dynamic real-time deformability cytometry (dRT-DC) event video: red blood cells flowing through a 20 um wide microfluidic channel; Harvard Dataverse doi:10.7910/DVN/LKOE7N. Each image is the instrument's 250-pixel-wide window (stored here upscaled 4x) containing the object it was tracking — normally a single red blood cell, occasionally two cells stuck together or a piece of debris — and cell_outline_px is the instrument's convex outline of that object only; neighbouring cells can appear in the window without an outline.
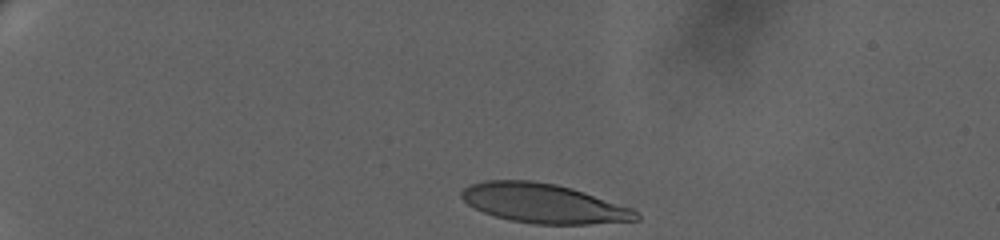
{"species": "human", "species_latin": "Homo sapiens", "temperature_condition": "warm", "stored_images_in_passage": 44, "camera_frame_rate_fps": 3000, "um_per_image_px": 0.085, "donor": {"sex": "female"}, "frame": {"image": 1, "passage_image": 1, "time_ms": 0.0, "image_size_px": [1000, 240], "cell_outline_px": [[640, 220], [588, 224], [532, 224], [508, 220], [484, 212], [468, 204], [460, 196], [460, 192], [464, 188], [472, 184], [484, 180], [532, 180], [556, 184], [572, 188], [632, 208], [640, 216]], "centroid_in_image_um": [46.2, 17.28], "position_along_channel_um": 38.8, "area_um2": 40.0}}
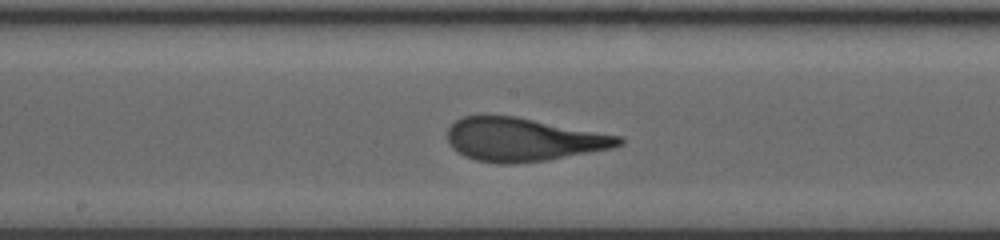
{"frame": {"image": 2, "passage_image": 24, "time_ms": 7.667, "image_size_px": [1000, 240], "cell_outline_px": [[624, 144], [612, 148], [548, 160], [512, 164], [496, 164], [476, 160], [464, 156], [452, 148], [448, 144], [448, 128], [456, 120], [464, 116], [484, 112], [516, 116], [620, 136], [624, 140]], "centroid_in_image_um": [44.4, 11.84], "position_along_channel_um": 203.8, "area_um2": 43.99}}
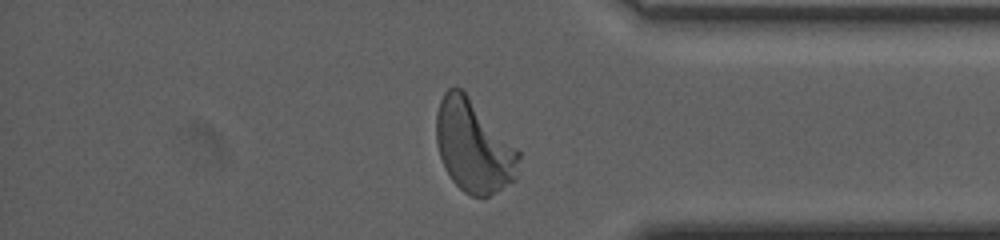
{"frame": {"image": 3, "passage_image": 42, "time_ms": 13.667, "image_size_px": [1000, 240], "cell_outline_px": [[520, 156], [516, 180], [488, 196], [472, 196], [464, 192], [452, 180], [440, 156], [436, 140], [436, 112], [440, 100], [444, 92], [448, 88], [460, 88], [464, 92], [520, 152]], "centroid_in_image_um": [40.25, 12.45], "position_along_channel_um": 395.0, "area_um2": 43.7}}